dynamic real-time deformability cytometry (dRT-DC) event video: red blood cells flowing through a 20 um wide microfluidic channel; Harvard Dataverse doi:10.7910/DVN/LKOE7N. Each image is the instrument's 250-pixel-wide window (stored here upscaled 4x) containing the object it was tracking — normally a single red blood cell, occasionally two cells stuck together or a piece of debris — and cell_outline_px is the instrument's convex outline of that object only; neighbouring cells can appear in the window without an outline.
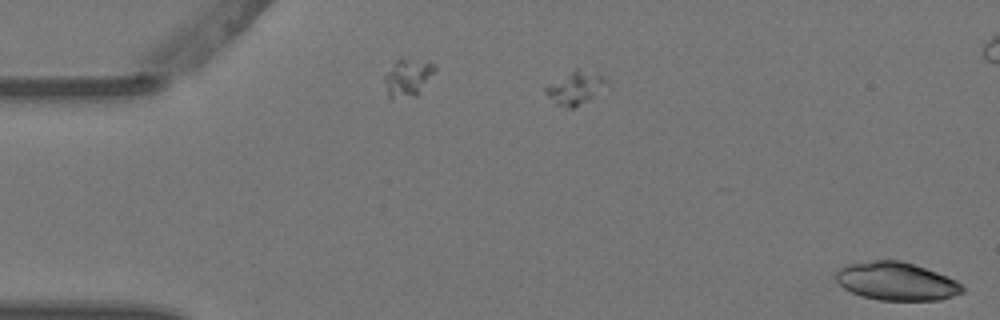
{"species": "Egyptian fruit bat (a non-hibernating species)", "species_latin": "Rousettus aegyptiacus", "temperature_condition": "warm", "stored_images_in_passage": 2, "segment_of_instrument_passage": [2, 2], "camera_frame_rate_fps": 3000, "um_per_image_px": 0.085, "animal": {"sex": "female"}, "frame": {"image": 1, "passage_image": 2, "time_ms": 0.333, "image_size_px": [1000, 320], "cell_outline_px": [[964, 292], [940, 300], [880, 300], [860, 296], [844, 288], [836, 280], [836, 272], [844, 264], [872, 260], [900, 260], [948, 276], [956, 280], [964, 288]], "centroid_in_image_um": [76.17, 23.91], "position_along_channel_um": 8.8, "area_um2": 28.09}}